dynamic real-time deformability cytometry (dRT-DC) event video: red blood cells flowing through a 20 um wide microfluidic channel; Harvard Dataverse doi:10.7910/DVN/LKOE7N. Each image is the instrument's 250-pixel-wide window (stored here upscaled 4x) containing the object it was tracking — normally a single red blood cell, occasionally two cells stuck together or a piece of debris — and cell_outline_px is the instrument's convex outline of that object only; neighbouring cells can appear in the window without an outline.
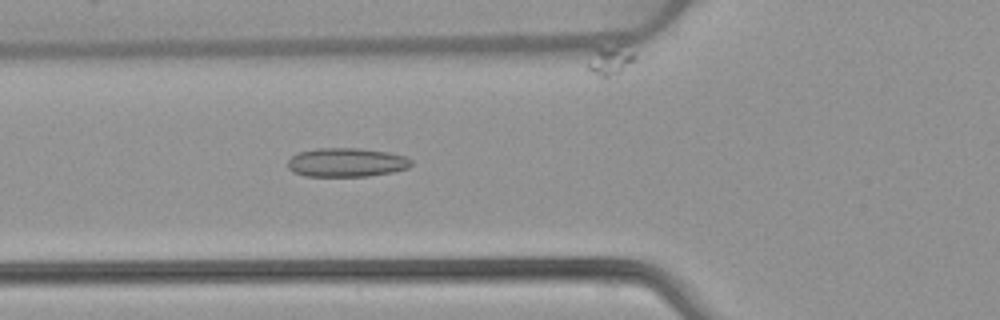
{"species": "common noctule bat (a hibernating species)", "species_latin": "Nyctalus noctula", "temperature_condition": "warm", "stored_images_in_passage": 52, "camera_frame_rate_fps": 3000, "um_per_image_px": 0.085, "animal": {"sex": "female", "body_mass_g": 22.7, "forearm_length_mm": 54.2}, "frame": {"image": 1, "passage_image": 19, "time_ms": 6.0, "image_size_px": [1000, 320], "cell_outline_px": [[412, 164], [408, 168], [392, 172], [368, 176], [304, 176], [292, 172], [288, 168], [288, 160], [292, 156], [300, 152], [316, 148], [356, 148], [388, 152], [404, 156], [412, 160]], "centroid_in_image_um": [29.44, 13.81], "position_along_channel_um": 96.4, "area_um2": 20.81}}
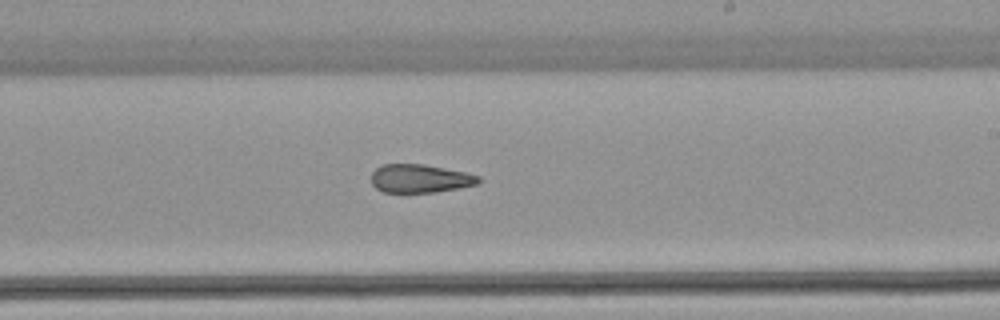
{"frame": {"image": 2, "passage_image": 31, "time_ms": 10.0, "image_size_px": [1000, 320], "cell_outline_px": [[480, 180], [476, 184], [436, 192], [384, 192], [376, 188], [372, 184], [372, 172], [380, 164], [424, 164], [464, 172], [480, 176]], "centroid_in_image_um": [35.66, 15.16], "position_along_channel_um": 253.3, "area_um2": 17.57}}
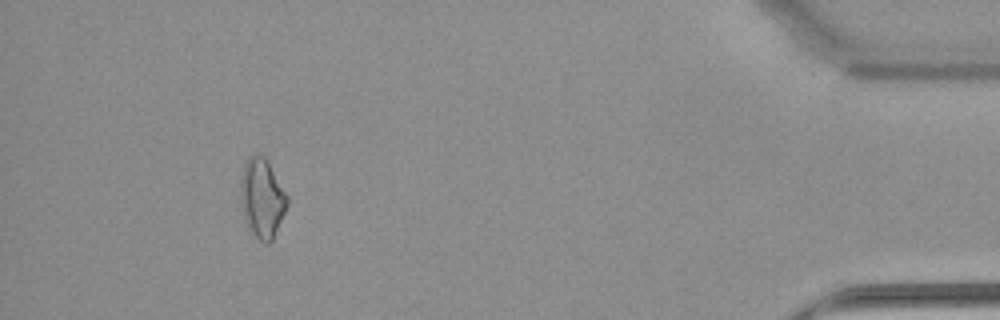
{"frame": {"image": 3, "passage_image": 48, "time_ms": 15.667, "image_size_px": [1000, 320], "cell_outline_px": [[288, 204], [272, 240], [268, 244], [264, 244], [248, 232], [240, 200], [240, 180], [244, 164], [248, 156], [264, 156], [288, 196]], "centroid_in_image_um": [22.25, 16.9], "position_along_channel_um": 413.0, "area_um2": 21.56}, "authors_computed_cell_mechanics": {"area_um2": 19.8543, "velocity_mm_per_s": 3.9187, "shape_relaxation_time_tau1_ms": null, "shape_relaxation_time_tau2_ms": 3.0865, "deformation_change_tau1": null, "deformation_change_tau2": 0.1067}}